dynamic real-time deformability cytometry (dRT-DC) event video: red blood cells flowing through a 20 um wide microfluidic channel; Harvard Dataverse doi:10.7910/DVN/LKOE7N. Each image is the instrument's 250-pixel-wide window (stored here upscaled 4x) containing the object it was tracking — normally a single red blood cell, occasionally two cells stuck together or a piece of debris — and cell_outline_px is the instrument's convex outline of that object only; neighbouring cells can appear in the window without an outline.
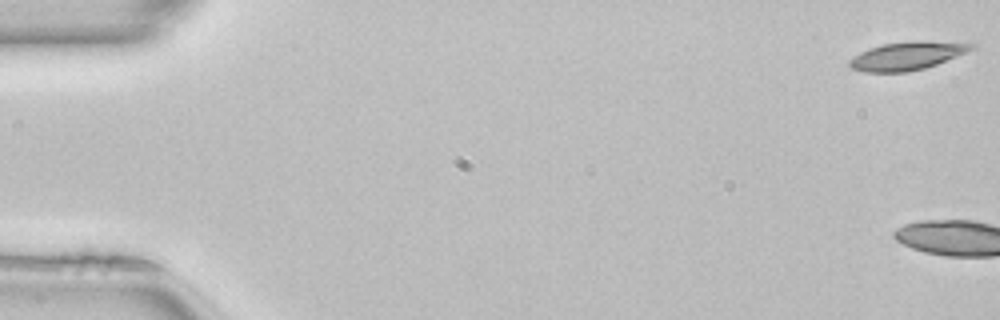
{"species": "common noctule bat (a hibernating species)", "species_latin": "Nyctalus noctula", "temperature_condition": "room temperature", "stored_images_in_passage": 4, "camera_frame_rate_fps": 3000, "um_per_image_px": 0.085, "animal": {"sex": "female", "body_mass_g": 22.7, "forearm_length_mm": 54.2}, "frame": {"image": 1, "passage_image": 1, "time_ms": 0.0, "image_size_px": [1000, 320], "cell_outline_px": [[976, 48], [936, 64], [924, 68], [908, 72], [864, 72], [852, 68], [848, 64], [848, 60], [860, 52], [868, 48], [884, 44], [912, 40], [920, 40], [976, 44]], "centroid_in_image_um": [77.08, 4.74], "position_along_channel_um": 7.9, "area_um2": 20.0}}